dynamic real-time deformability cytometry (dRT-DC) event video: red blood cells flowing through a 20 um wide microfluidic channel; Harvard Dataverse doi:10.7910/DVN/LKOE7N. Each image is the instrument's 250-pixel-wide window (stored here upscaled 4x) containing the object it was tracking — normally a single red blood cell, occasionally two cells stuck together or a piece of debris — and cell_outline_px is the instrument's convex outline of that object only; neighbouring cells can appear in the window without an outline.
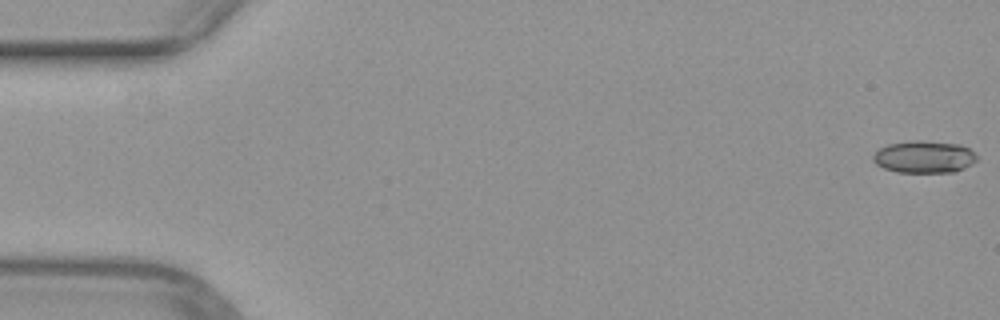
{"species": "common noctule bat (a hibernating species)", "species_latin": "Nyctalus noctula", "temperature_condition": "warm", "stored_images_in_passage": 8, "camera_frame_rate_fps": 3000, "um_per_image_px": 0.085, "animal": {"sex": "female", "body_mass_g": 29.2, "forearm_length_mm": 56.3}, "frame": {"image": 1, "passage_image": 1, "time_ms": 0.0, "image_size_px": [1000, 320], "cell_outline_px": [[976, 160], [972, 164], [956, 172], [896, 172], [884, 168], [876, 164], [872, 160], [872, 156], [880, 148], [888, 144], [916, 140], [920, 140], [960, 144], [968, 148], [976, 156]], "centroid_in_image_um": [78.54, 13.34], "position_along_channel_um": 6.5, "area_um2": 19.42}}